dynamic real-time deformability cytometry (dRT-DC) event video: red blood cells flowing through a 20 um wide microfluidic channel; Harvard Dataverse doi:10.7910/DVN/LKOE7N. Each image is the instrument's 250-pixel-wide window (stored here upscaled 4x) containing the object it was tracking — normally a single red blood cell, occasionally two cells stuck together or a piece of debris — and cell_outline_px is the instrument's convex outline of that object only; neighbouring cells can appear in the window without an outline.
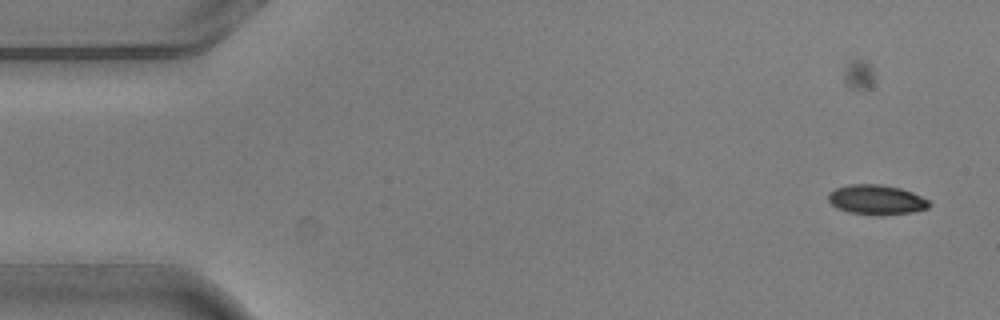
{"species": "common noctule bat (a hibernating species)", "species_latin": "Nyctalus noctula", "temperature_condition": "warm", "stored_images_in_passage": 10, "camera_frame_rate_fps": 3000, "um_per_image_px": 0.085, "animal": {"sex": "male", "body_mass_g": 20.5, "forearm_length_mm": 52.5}, "frame": {"image": 1, "passage_image": 1, "time_ms": 0.0, "image_size_px": [1000, 320], "cell_outline_px": [[932, 204], [928, 208], [912, 212], [848, 212], [836, 208], [828, 200], [828, 192], [836, 188], [848, 184], [880, 184], [900, 188], [912, 192], [928, 200]], "centroid_in_image_um": [74.47, 16.92], "position_along_channel_um": 10.5, "area_um2": 16.76}}
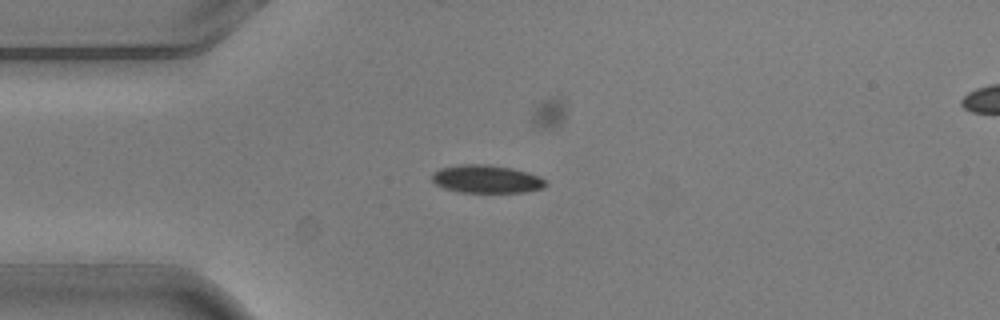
{"frame": {"image": 2, "passage_image": 4, "time_ms": 1.0, "image_size_px": [1000, 320], "cell_outline_px": [[548, 184], [544, 188], [524, 192], [460, 192], [444, 188], [436, 184], [432, 180], [432, 172], [440, 168], [456, 164], [488, 164], [512, 168], [528, 172], [540, 176]], "centroid_in_image_um": [41.35, 15.21], "position_along_channel_um": 43.7, "area_um2": 18.73}}